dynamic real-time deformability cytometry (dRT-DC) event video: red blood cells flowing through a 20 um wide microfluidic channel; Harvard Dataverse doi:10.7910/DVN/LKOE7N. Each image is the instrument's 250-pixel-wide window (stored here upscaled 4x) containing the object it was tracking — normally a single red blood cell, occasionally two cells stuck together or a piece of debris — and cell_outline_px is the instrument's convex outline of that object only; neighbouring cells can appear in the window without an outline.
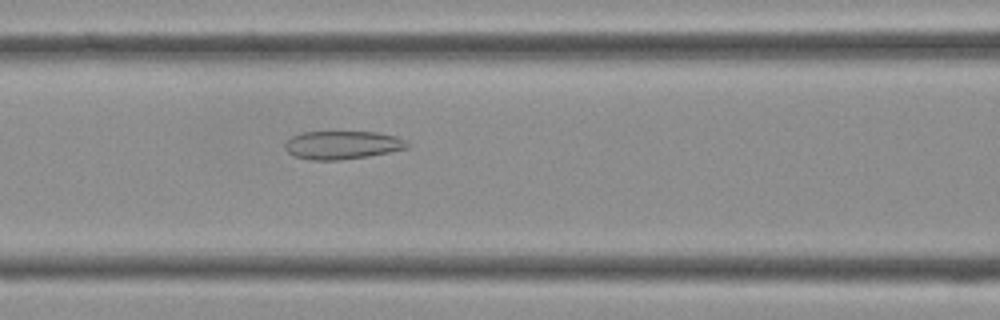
{"species": "Egyptian fruit bat (a non-hibernating species)", "species_latin": "Rousettus aegyptiacus", "temperature_condition": "cold", "stored_images_in_passage": 41, "camera_frame_rate_fps": 3000, "um_per_image_px": 0.085, "frame": {"image": 1, "passage_image": 17, "time_ms": 5.333, "image_size_px": [1000, 320], "cell_outline_px": [[408, 148], [368, 156], [340, 160], [312, 160], [296, 156], [288, 152], [284, 148], [284, 144], [292, 136], [304, 132], [376, 132], [396, 136], [408, 140]], "centroid_in_image_um": [29.12, 12.32], "position_along_channel_um": 137.5, "area_um2": 20.06}}
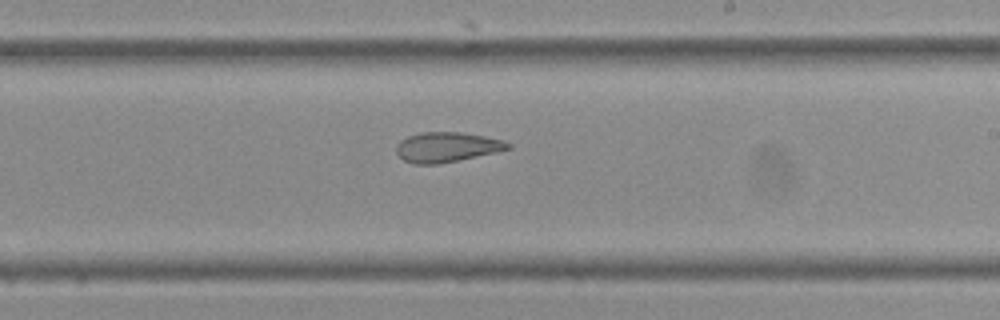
{"frame": {"image": 2, "passage_image": 24, "time_ms": 7.667, "image_size_px": [1000, 320], "cell_outline_px": [[512, 148], [496, 152], [436, 164], [416, 164], [404, 160], [396, 152], [396, 144], [400, 140], [408, 136], [420, 132], [460, 132], [484, 136], [504, 140], [512, 144]], "centroid_in_image_um": [37.98, 12.49], "position_along_channel_um": 251.0, "area_um2": 19.36}}
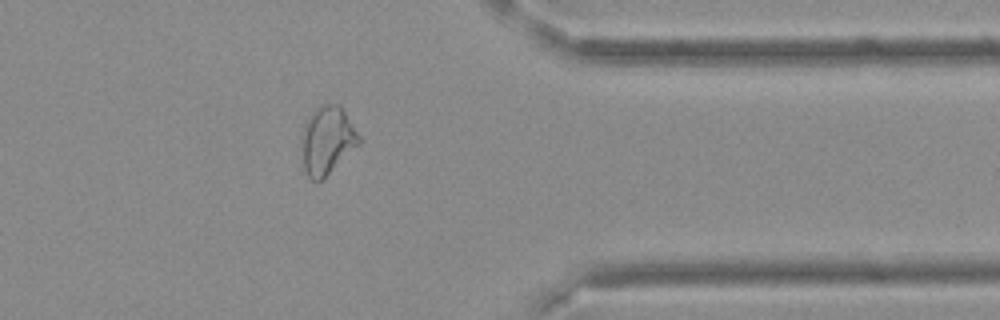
{"frame": {"image": 3, "passage_image": 33, "time_ms": 10.667, "image_size_px": [1000, 320], "cell_outline_px": [[360, 144], [320, 180], [312, 180], [308, 176], [304, 168], [300, 136], [304, 124], [308, 116], [316, 108], [324, 104], [340, 104], [360, 136]], "centroid_in_image_um": [27.79, 11.89], "position_along_channel_um": 383.6, "area_um2": 22.54}}